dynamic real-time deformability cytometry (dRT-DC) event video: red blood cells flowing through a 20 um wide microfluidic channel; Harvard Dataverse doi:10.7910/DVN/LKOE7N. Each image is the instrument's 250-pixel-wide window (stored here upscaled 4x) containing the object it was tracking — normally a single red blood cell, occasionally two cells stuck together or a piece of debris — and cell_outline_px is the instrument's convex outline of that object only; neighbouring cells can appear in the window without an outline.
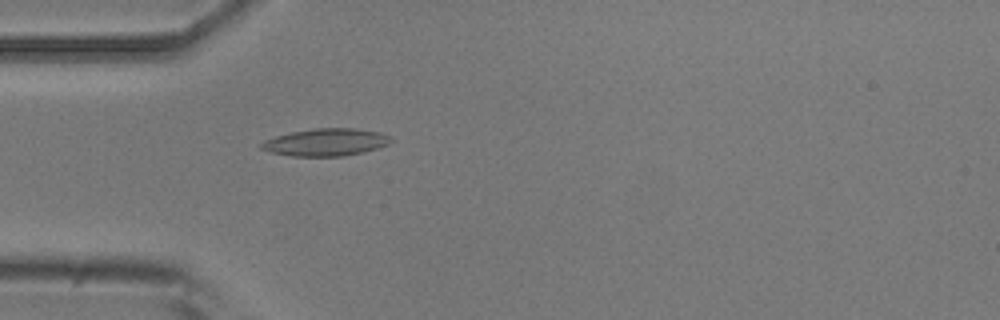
{"species": "common noctule bat (a hibernating species)", "species_latin": "Nyctalus noctula", "temperature_condition": "room temperature", "stored_images_in_passage": 42, "camera_frame_rate_fps": 3000, "um_per_image_px": 0.085, "animal": {"sex": "male", "body_mass_g": 20.5, "forearm_length_mm": 52.5}, "frame": {"image": 1, "passage_image": 4, "time_ms": 1.0, "image_size_px": [1000, 320], "cell_outline_px": [[392, 140], [388, 144], [364, 152], [344, 156], [292, 156], [272, 152], [260, 148], [260, 144], [264, 140], [276, 136], [292, 132], [312, 128], [356, 128], [380, 132], [392, 136]], "centroid_in_image_um": [27.72, 12.08], "position_along_channel_um": 57.3, "area_um2": 20.69}}
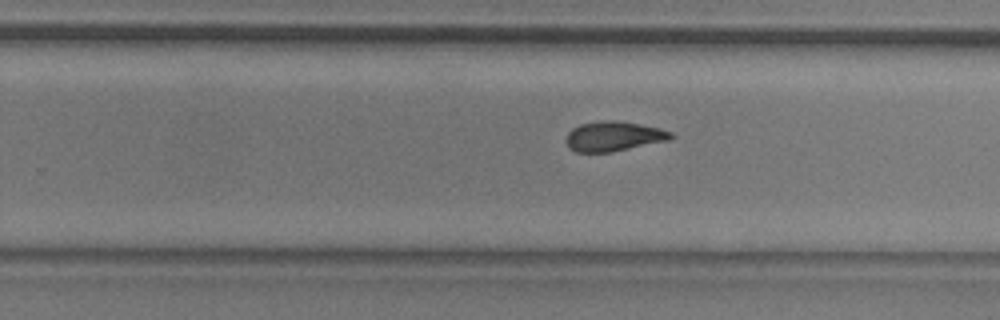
{"frame": {"image": 2, "passage_image": 22, "time_ms": 7.0, "image_size_px": [1000, 320], "cell_outline_px": [[676, 136], [668, 140], [612, 152], [576, 152], [568, 148], [564, 140], [568, 132], [572, 128], [580, 124], [600, 120], [616, 120], [640, 124], [660, 128], [672, 132]], "centroid_in_image_um": [52.13, 11.58], "position_along_channel_um": 277.7, "area_um2": 18.44}}
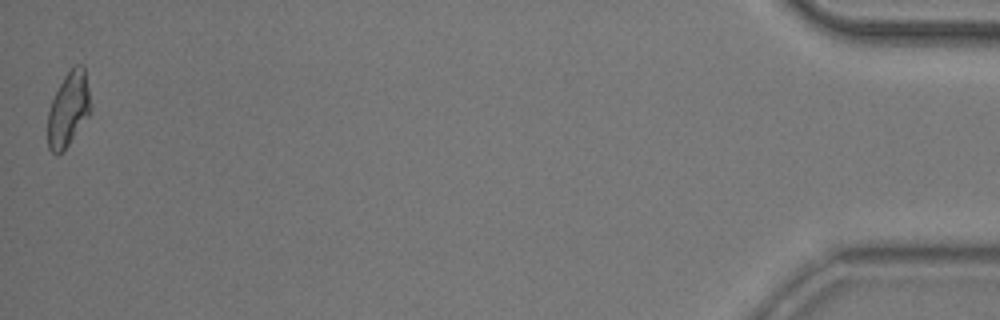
{"frame": {"image": 3, "passage_image": 42, "time_ms": 13.667, "image_size_px": [1000, 320], "cell_outline_px": [[92, 108], [88, 116], [68, 144], [56, 156], [48, 148], [48, 112], [52, 100], [64, 76], [76, 64], [80, 64], [84, 68]], "centroid_in_image_um": [5.81, 9.28], "position_along_channel_um": 429.4, "area_um2": 18.21}, "authors_computed_cell_mechanics": {"area_um2": 18.5249, "velocity_mm_per_s": 3.7161, "shape_relaxation_time_tau1_ms": 6.9356, "shape_relaxation_time_tau2_ms": 3.751, "deformation_change_tau1": 0.1868, "deformation_change_tau2": 0.1149}}